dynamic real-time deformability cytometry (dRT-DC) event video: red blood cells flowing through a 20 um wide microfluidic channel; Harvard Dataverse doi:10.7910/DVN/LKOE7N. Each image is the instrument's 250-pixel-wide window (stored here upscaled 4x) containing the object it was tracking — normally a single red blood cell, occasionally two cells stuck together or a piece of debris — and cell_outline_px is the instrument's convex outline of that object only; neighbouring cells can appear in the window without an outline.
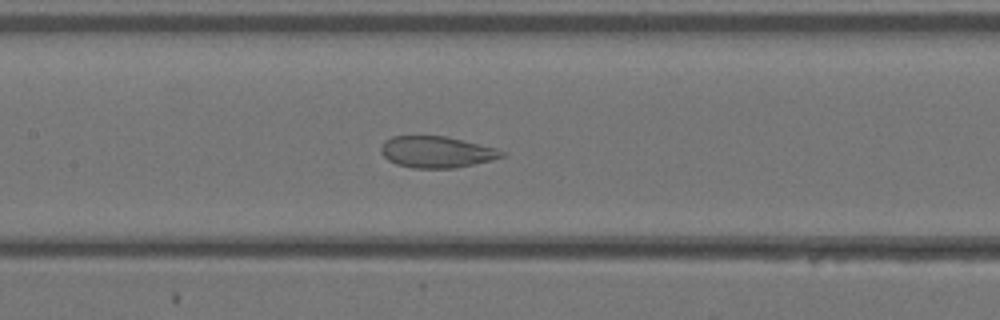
{"species": "Egyptian fruit bat (a non-hibernating species)", "species_latin": "Rousettus aegyptiacus", "temperature_condition": "warm", "stored_images_in_passage": 40, "camera_frame_rate_fps": 3000, "um_per_image_px": 0.085, "animal": {"sex": "female"}, "frame": {"image": 1, "passage_image": 19, "time_ms": 6.0, "image_size_px": [1000, 320], "cell_outline_px": [[504, 156], [456, 168], [412, 168], [396, 164], [388, 160], [380, 152], [380, 148], [384, 140], [392, 136], [444, 136], [496, 148], [504, 152]], "centroid_in_image_um": [37.04, 12.92], "position_along_channel_um": 170.4, "area_um2": 21.91}}
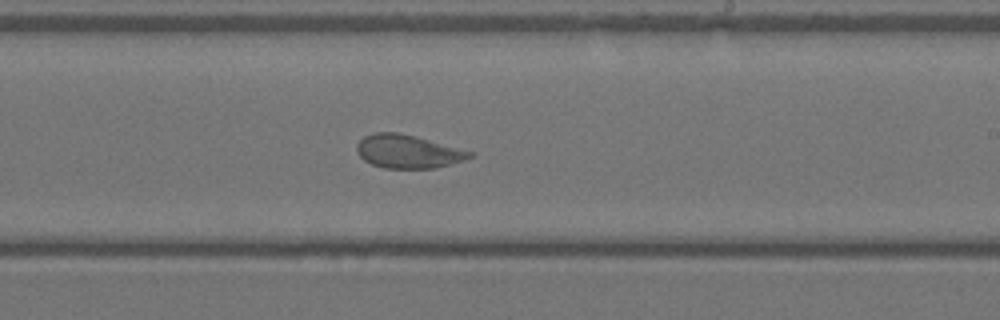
{"frame": {"image": 2, "passage_image": 24, "time_ms": 7.667, "image_size_px": [1000, 320], "cell_outline_px": [[472, 156], [464, 160], [436, 168], [384, 168], [372, 164], [364, 160], [356, 152], [356, 144], [364, 136], [372, 132], [400, 132], [416, 136], [472, 152]], "centroid_in_image_um": [34.62, 12.87], "position_along_channel_um": 254.4, "area_um2": 21.91}}
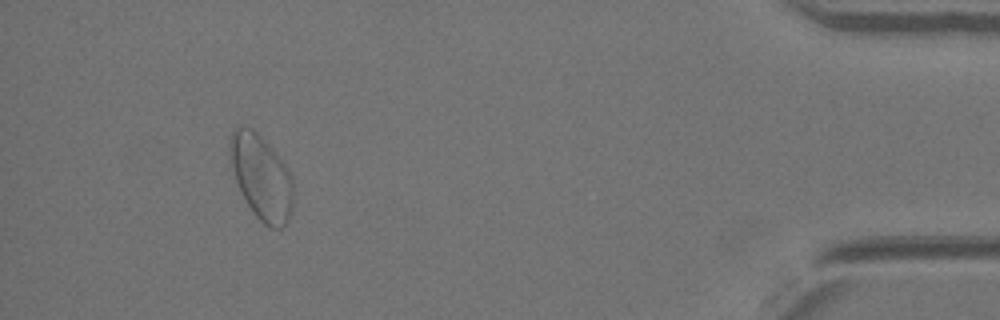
{"frame": {"image": 3, "passage_image": 37, "time_ms": 12.0, "image_size_px": [1000, 320], "cell_outline_px": [[292, 208], [284, 224], [280, 228], [268, 228], [256, 216], [244, 200], [240, 192], [236, 180], [228, 152], [228, 140], [236, 124], [252, 128], [276, 152], [284, 164], [292, 180]], "centroid_in_image_um": [22.16, 15.02], "position_along_channel_um": 413.0, "area_um2": 31.15}}